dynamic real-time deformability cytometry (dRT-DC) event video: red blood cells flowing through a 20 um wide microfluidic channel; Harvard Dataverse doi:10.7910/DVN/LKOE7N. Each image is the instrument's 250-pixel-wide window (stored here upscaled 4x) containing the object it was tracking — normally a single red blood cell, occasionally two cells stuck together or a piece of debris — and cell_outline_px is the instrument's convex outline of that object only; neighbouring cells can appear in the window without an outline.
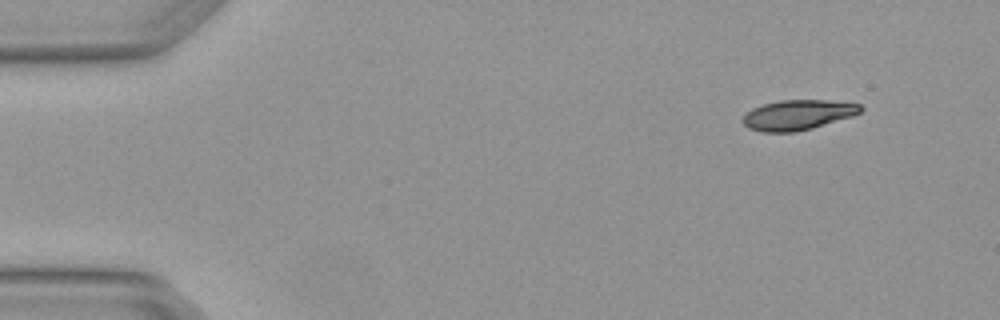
{"species": "Egyptian fruit bat (a non-hibernating species)", "species_latin": "Rousettus aegyptiacus", "temperature_condition": "warm", "stored_images_in_passage": 6, "camera_frame_rate_fps": 3000, "um_per_image_px": 0.085, "animal": {"sex": "female"}, "frame": {"image": 1, "passage_image": 1, "time_ms": 0.0, "image_size_px": [1000, 320], "cell_outline_px": [[864, 108], [860, 112], [852, 116], [812, 128], [796, 132], [760, 132], [748, 128], [740, 120], [752, 108], [764, 104], [780, 100], [828, 100], [860, 104]], "centroid_in_image_um": [67.8, 9.77], "position_along_channel_um": 17.2, "area_um2": 20.63}}
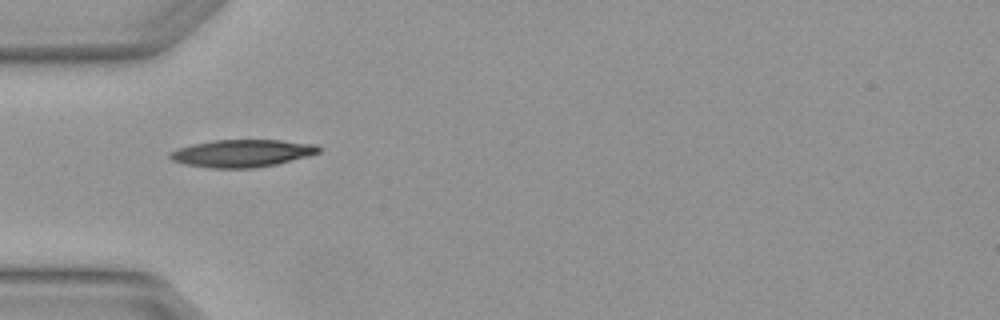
{"frame": {"image": 2, "passage_image": 4, "time_ms": 1.0, "image_size_px": [1000, 320], "cell_outline_px": [[320, 152], [308, 156], [276, 164], [256, 168], [208, 168], [184, 164], [172, 160], [168, 156], [168, 152], [176, 148], [192, 144], [212, 140], [280, 140], [316, 144], [320, 148]], "centroid_in_image_um": [20.53, 13.03], "position_along_channel_um": 64.5, "area_um2": 23.99}}
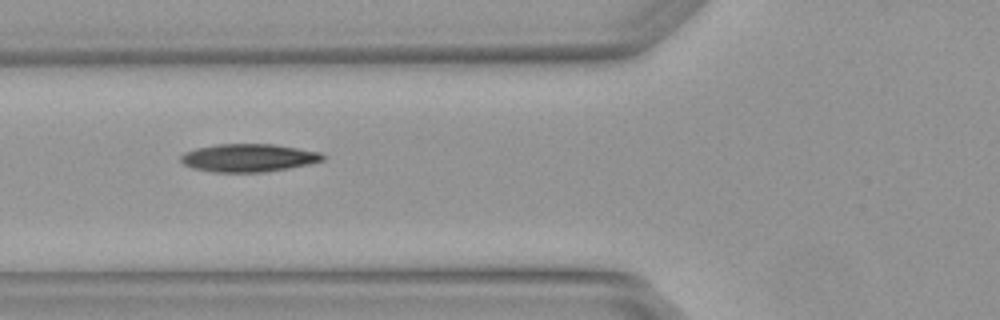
{"frame": {"image": 3, "passage_image": 5, "time_ms": 1.333, "image_size_px": [1000, 320], "cell_outline_px": [[324, 160], [308, 164], [288, 168], [264, 172], [212, 172], [192, 168], [184, 164], [180, 160], [180, 156], [184, 152], [196, 148], [216, 144], [276, 144], [320, 152], [324, 156]], "centroid_in_image_um": [21.1, 13.41], "position_along_channel_um": 104.7, "area_um2": 23.18}}